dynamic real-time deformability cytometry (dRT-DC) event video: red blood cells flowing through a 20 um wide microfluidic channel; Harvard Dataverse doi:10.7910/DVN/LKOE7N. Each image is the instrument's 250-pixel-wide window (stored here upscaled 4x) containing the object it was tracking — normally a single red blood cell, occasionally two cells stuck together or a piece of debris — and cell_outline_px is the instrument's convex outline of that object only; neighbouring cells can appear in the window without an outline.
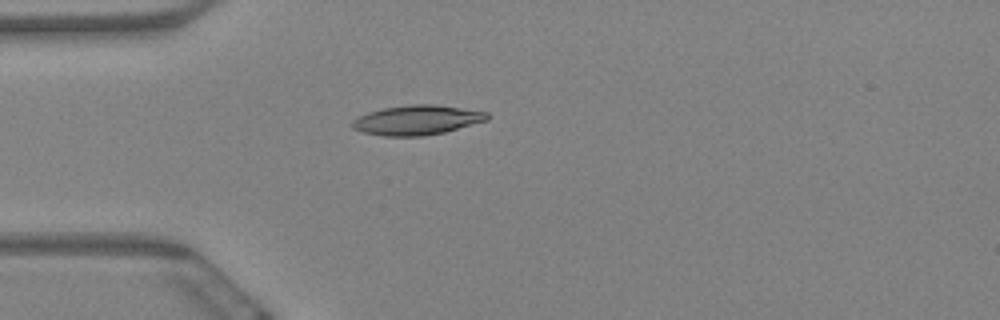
{"species": "Egyptian fruit bat (a non-hibernating species)", "species_latin": "Rousettus aegyptiacus", "temperature_condition": "warm", "stored_images_in_passage": 2, "camera_frame_rate_fps": 3000, "um_per_image_px": 0.085, "animal": {"sex": "female"}, "frame": {"image": 1, "passage_image": 2, "time_ms": 0.333, "image_size_px": [1000, 320], "cell_outline_px": [[488, 120], [444, 132], [424, 136], [384, 136], [364, 132], [352, 128], [348, 124], [356, 116], [368, 112], [384, 108], [412, 104], [432, 104], [488, 112]], "centroid_in_image_um": [35.38, 10.21], "position_along_channel_um": 49.6, "area_um2": 23.29}}